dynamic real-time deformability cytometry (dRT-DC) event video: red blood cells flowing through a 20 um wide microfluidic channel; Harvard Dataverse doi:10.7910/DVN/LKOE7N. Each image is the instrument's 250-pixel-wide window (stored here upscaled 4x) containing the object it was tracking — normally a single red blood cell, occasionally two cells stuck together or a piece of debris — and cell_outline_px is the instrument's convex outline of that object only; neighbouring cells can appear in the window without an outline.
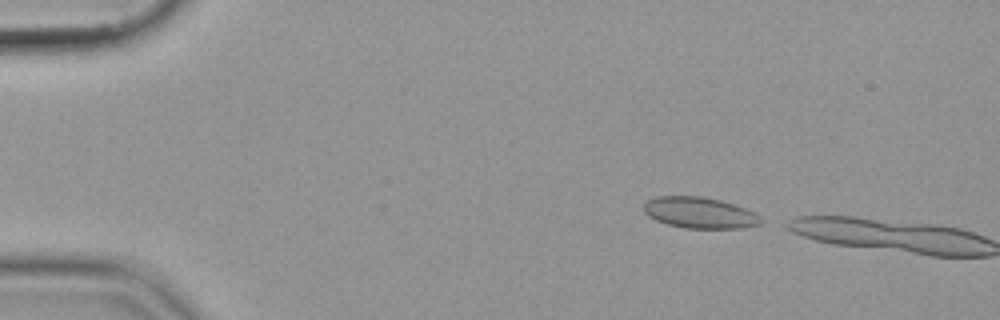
{"species": "common noctule bat (a hibernating species)", "species_latin": "Nyctalus noctula", "temperature_condition": "cold", "stored_images_in_passage": 4, "camera_frame_rate_fps": 3000, "um_per_image_px": 0.085, "animal": {"sex": "female", "body_mass_g": 19.9}, "frame": {"image": 1, "passage_image": 2, "time_ms": 0.333, "image_size_px": [1000, 320], "cell_outline_px": [[764, 220], [760, 224], [740, 228], [684, 228], [668, 224], [656, 220], [648, 216], [644, 212], [644, 204], [648, 200], [656, 196], [704, 196], [720, 200], [744, 208], [760, 216]], "centroid_in_image_um": [59.45, 18.08], "position_along_channel_um": 25.5, "area_um2": 21.15}}